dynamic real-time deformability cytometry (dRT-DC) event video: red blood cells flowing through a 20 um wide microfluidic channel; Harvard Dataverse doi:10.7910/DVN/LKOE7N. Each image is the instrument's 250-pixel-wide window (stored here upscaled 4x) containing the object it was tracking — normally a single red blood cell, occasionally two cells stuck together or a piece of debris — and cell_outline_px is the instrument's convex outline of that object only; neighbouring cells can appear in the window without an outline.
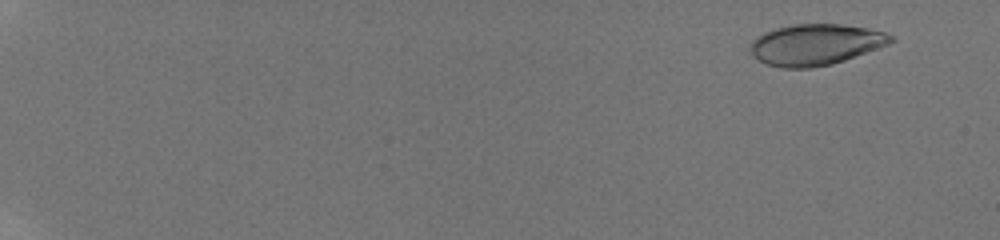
{"species": "human", "species_latin": "Homo sapiens", "temperature_condition": "room temperature", "stored_images_in_passage": 55, "camera_frame_rate_fps": 3000, "um_per_image_px": 0.085, "donor": {"sex": "male"}, "frame": {"image": 1, "passage_image": 4, "time_ms": 1.333, "image_size_px": [1000, 240], "cell_outline_px": [[896, 40], [888, 44], [844, 60], [832, 64], [812, 68], [784, 68], [768, 64], [752, 56], [748, 52], [748, 48], [752, 40], [756, 36], [764, 32], [776, 28], [792, 24], [840, 24], [868, 28], [884, 32], [892, 36]], "centroid_in_image_um": [69.27, 3.78], "position_along_channel_um": 15.7, "area_um2": 33.7}}
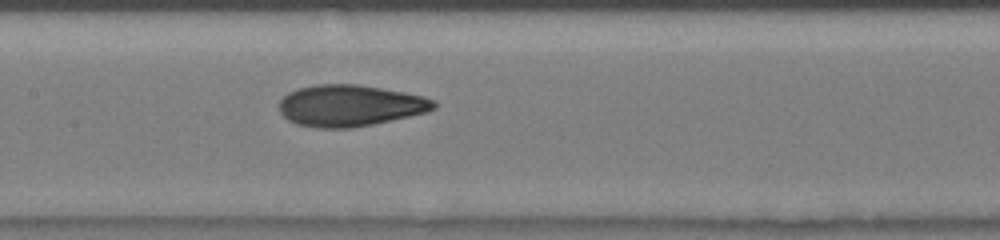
{"frame": {"image": 2, "passage_image": 26, "time_ms": 10.333, "image_size_px": [1000, 240], "cell_outline_px": [[436, 108], [424, 112], [408, 116], [372, 124], [352, 128], [316, 128], [296, 124], [288, 120], [280, 112], [280, 100], [288, 92], [300, 88], [316, 84], [356, 84], [404, 92], [424, 96], [436, 100]], "centroid_in_image_um": [29.73, 8.97], "position_along_channel_um": 177.7, "area_um2": 37.22}}
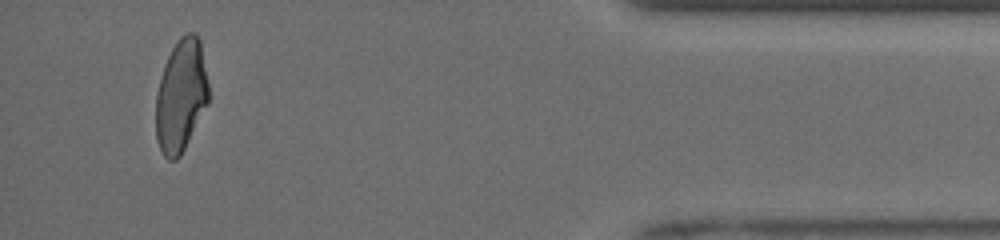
{"frame": {"image": 3, "passage_image": 54, "time_ms": 17.333, "image_size_px": [1000, 240], "cell_outline_px": [[208, 104], [180, 156], [176, 160], [168, 160], [164, 156], [156, 140], [156, 96], [164, 64], [172, 48], [180, 36], [188, 32], [196, 32], [200, 40], [208, 84]], "centroid_in_image_um": [15.38, 8.13], "position_along_channel_um": 419.8, "area_um2": 34.51}, "authors_computed_cell_mechanics": {"area_um2": 35.7204, "velocity_mm_per_s": 4.084, "shape_relaxation_time_tau1_ms": 6.4059, "shape_relaxation_time_tau2_ms": 1.0446, "deformation_change_tau1": 0.1891, "deformation_change_tau2": 0.0577}}